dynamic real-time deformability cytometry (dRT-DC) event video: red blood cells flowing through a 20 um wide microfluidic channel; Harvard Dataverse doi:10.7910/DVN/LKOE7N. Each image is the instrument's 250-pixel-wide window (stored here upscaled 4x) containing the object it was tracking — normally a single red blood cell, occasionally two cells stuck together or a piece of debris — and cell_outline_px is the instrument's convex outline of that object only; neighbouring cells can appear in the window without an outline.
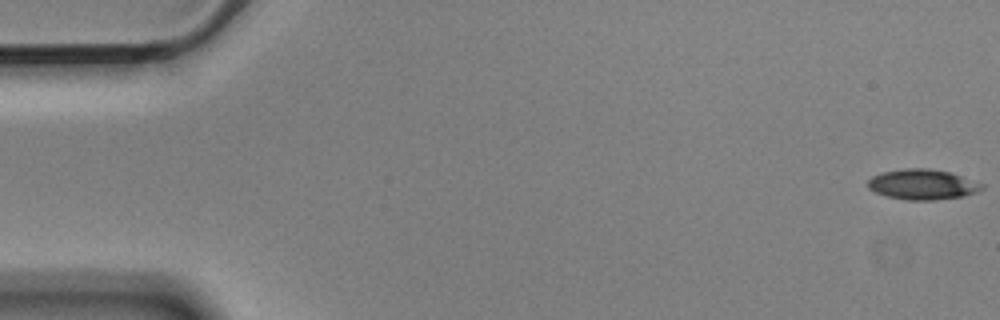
{"species": "Egyptian fruit bat (a non-hibernating species)", "species_latin": "Rousettus aegyptiacus", "temperature_condition": "cold", "stored_images_in_passage": 5, "camera_frame_rate_fps": 3000, "um_per_image_px": 0.085, "animal": {"sex": "male"}, "frame": {"image": 1, "passage_image": 1, "time_ms": 0.0, "image_size_px": [1000, 320], "cell_outline_px": [[984, 188], [976, 192], [964, 196], [936, 200], [908, 200], [888, 196], [876, 192], [868, 188], [868, 180], [872, 176], [880, 172], [904, 168], [928, 168], [948, 172], [984, 184]], "centroid_in_image_um": [78.4, 15.67], "position_along_channel_um": 6.6, "area_um2": 20.06}}
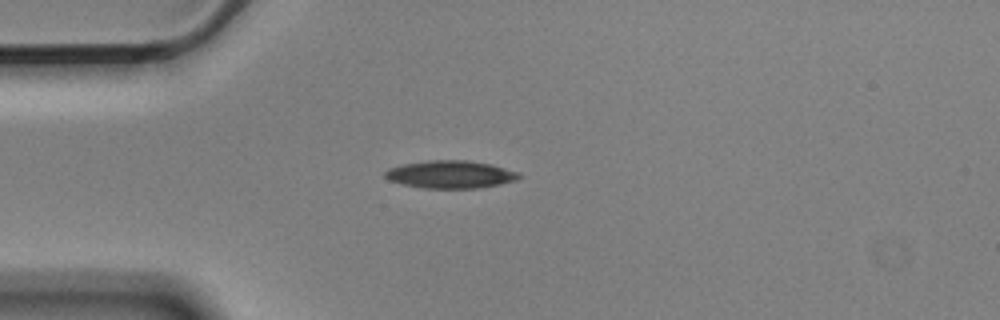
{"frame": {"image": 2, "passage_image": 5, "time_ms": 1.333, "image_size_px": [1000, 320], "cell_outline_px": [[520, 176], [516, 180], [500, 184], [480, 188], [424, 188], [404, 184], [388, 180], [384, 176], [384, 172], [388, 168], [404, 164], [428, 160], [468, 160], [492, 164], [520, 172]], "centroid_in_image_um": [38.3, 14.82], "position_along_channel_um": 46.7, "area_um2": 21.68}}